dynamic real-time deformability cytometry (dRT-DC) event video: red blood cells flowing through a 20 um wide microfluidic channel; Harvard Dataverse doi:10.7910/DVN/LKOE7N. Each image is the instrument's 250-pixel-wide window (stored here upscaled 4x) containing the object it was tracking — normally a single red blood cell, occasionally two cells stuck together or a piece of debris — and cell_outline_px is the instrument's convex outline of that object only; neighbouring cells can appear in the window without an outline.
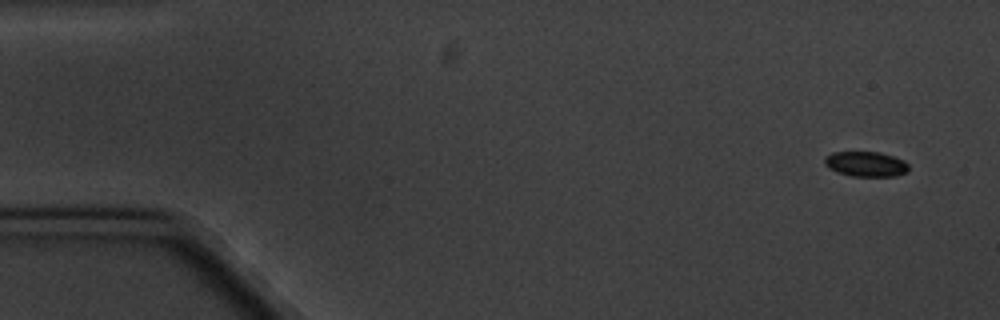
{"species": "common noctule bat (a hibernating species)", "species_latin": "Nyctalus noctula", "temperature_condition": "cold", "stored_images_in_passage": 16, "camera_frame_rate_fps": 3000, "um_per_image_px": 0.085, "animal": {"sex": "male", "body_mass_g": 20.1, "forearm_length_mm": 53.5}, "frame": {"image": 1, "passage_image": 1, "time_ms": 0.0, "image_size_px": [1000, 320], "cell_outline_px": [[908, 172], [896, 176], [848, 176], [836, 172], [828, 168], [824, 164], [824, 156], [832, 152], [880, 152], [904, 160], [908, 164]], "centroid_in_image_um": [73.57, 13.95], "position_along_channel_um": 11.4, "area_um2": 12.48}}
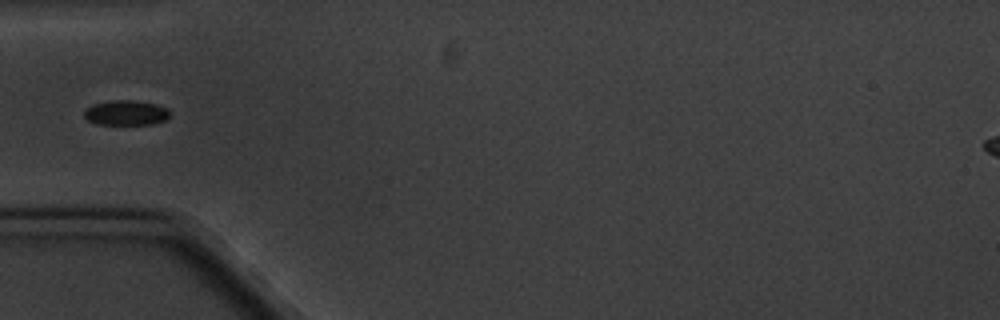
{"frame": {"image": 2, "passage_image": 5, "time_ms": 5.333, "image_size_px": [1000, 320], "cell_outline_px": [[168, 116], [164, 120], [152, 124], [96, 124], [88, 120], [84, 116], [84, 108], [92, 104], [112, 100], [136, 100], [156, 104], [168, 108]], "centroid_in_image_um": [10.67, 9.57], "position_along_channel_um": 74.3, "area_um2": 12.48}}
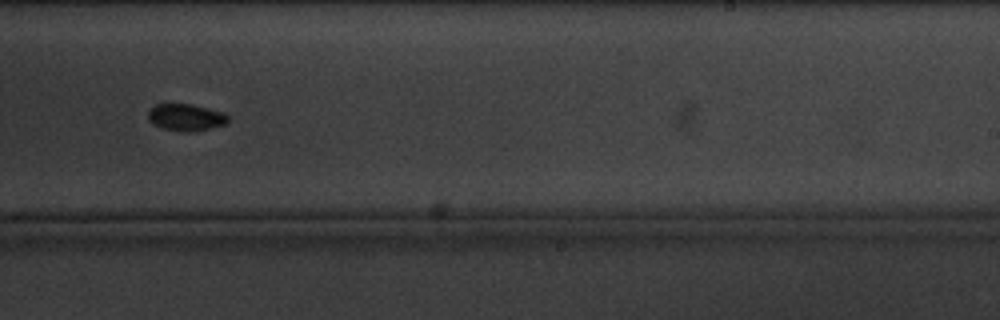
{"frame": {"image": 3, "passage_image": 10, "time_ms": 11.333, "image_size_px": [1000, 320], "cell_outline_px": [[228, 120], [224, 124], [208, 128], [188, 132], [164, 128], [148, 120], [148, 112], [156, 104], [192, 104], [224, 112], [228, 116]], "centroid_in_image_um": [15.81, 9.95], "position_along_channel_um": 273.2, "area_um2": 12.2}, "authors_computed_cell_mechanics": {"area_um2": 12.3692, "velocity_mm_per_s": 3.3078, "shape_relaxation_time_tau1_ms": 1.6332, "shape_relaxation_time_tau2_ms": null, "deformation_change_tau1": 0.049, "deformation_change_tau2": null}}